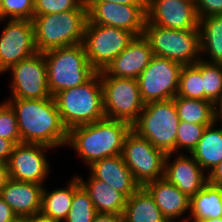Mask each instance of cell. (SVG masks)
<instances>
[{
    "mask_svg": "<svg viewBox=\"0 0 222 222\" xmlns=\"http://www.w3.org/2000/svg\"><path fill=\"white\" fill-rule=\"evenodd\" d=\"M16 114L21 143L43 144L53 149L66 147L64 127L54 97L5 100Z\"/></svg>",
    "mask_w": 222,
    "mask_h": 222,
    "instance_id": "6da1fadb",
    "label": "cell"
},
{
    "mask_svg": "<svg viewBox=\"0 0 222 222\" xmlns=\"http://www.w3.org/2000/svg\"><path fill=\"white\" fill-rule=\"evenodd\" d=\"M132 125L122 120L103 118L68 131L67 144L90 166L105 157L122 154L124 141Z\"/></svg>",
    "mask_w": 222,
    "mask_h": 222,
    "instance_id": "7a4b0ae2",
    "label": "cell"
},
{
    "mask_svg": "<svg viewBox=\"0 0 222 222\" xmlns=\"http://www.w3.org/2000/svg\"><path fill=\"white\" fill-rule=\"evenodd\" d=\"M32 22L38 52L82 44L88 22L86 1L76 10L33 16Z\"/></svg>",
    "mask_w": 222,
    "mask_h": 222,
    "instance_id": "3957f363",
    "label": "cell"
},
{
    "mask_svg": "<svg viewBox=\"0 0 222 222\" xmlns=\"http://www.w3.org/2000/svg\"><path fill=\"white\" fill-rule=\"evenodd\" d=\"M54 99L61 121L68 131L105 118L100 72L80 86L60 91Z\"/></svg>",
    "mask_w": 222,
    "mask_h": 222,
    "instance_id": "277c9868",
    "label": "cell"
},
{
    "mask_svg": "<svg viewBox=\"0 0 222 222\" xmlns=\"http://www.w3.org/2000/svg\"><path fill=\"white\" fill-rule=\"evenodd\" d=\"M43 55L52 97L60 91L84 84L96 73L88 62L83 44L52 49Z\"/></svg>",
    "mask_w": 222,
    "mask_h": 222,
    "instance_id": "5b68a950",
    "label": "cell"
},
{
    "mask_svg": "<svg viewBox=\"0 0 222 222\" xmlns=\"http://www.w3.org/2000/svg\"><path fill=\"white\" fill-rule=\"evenodd\" d=\"M179 121L173 99L150 102L132 124V130L166 154H175Z\"/></svg>",
    "mask_w": 222,
    "mask_h": 222,
    "instance_id": "8992f818",
    "label": "cell"
},
{
    "mask_svg": "<svg viewBox=\"0 0 222 222\" xmlns=\"http://www.w3.org/2000/svg\"><path fill=\"white\" fill-rule=\"evenodd\" d=\"M143 35L155 56L182 66L194 65L201 59L199 29L176 30L152 25L146 20Z\"/></svg>",
    "mask_w": 222,
    "mask_h": 222,
    "instance_id": "52a82bcc",
    "label": "cell"
},
{
    "mask_svg": "<svg viewBox=\"0 0 222 222\" xmlns=\"http://www.w3.org/2000/svg\"><path fill=\"white\" fill-rule=\"evenodd\" d=\"M100 80L105 118L122 120L132 125L145 106L137 79L109 76L103 70L100 71Z\"/></svg>",
    "mask_w": 222,
    "mask_h": 222,
    "instance_id": "ba28073f",
    "label": "cell"
},
{
    "mask_svg": "<svg viewBox=\"0 0 222 222\" xmlns=\"http://www.w3.org/2000/svg\"><path fill=\"white\" fill-rule=\"evenodd\" d=\"M134 37L126 29L94 24L88 19L82 44L91 67L100 72L127 48Z\"/></svg>",
    "mask_w": 222,
    "mask_h": 222,
    "instance_id": "9c48e42d",
    "label": "cell"
},
{
    "mask_svg": "<svg viewBox=\"0 0 222 222\" xmlns=\"http://www.w3.org/2000/svg\"><path fill=\"white\" fill-rule=\"evenodd\" d=\"M122 156L140 186L164 178L166 153L132 129L125 138Z\"/></svg>",
    "mask_w": 222,
    "mask_h": 222,
    "instance_id": "30bf717a",
    "label": "cell"
},
{
    "mask_svg": "<svg viewBox=\"0 0 222 222\" xmlns=\"http://www.w3.org/2000/svg\"><path fill=\"white\" fill-rule=\"evenodd\" d=\"M182 65L168 58L155 56L137 77L143 102L173 99L178 92Z\"/></svg>",
    "mask_w": 222,
    "mask_h": 222,
    "instance_id": "8fae6325",
    "label": "cell"
},
{
    "mask_svg": "<svg viewBox=\"0 0 222 222\" xmlns=\"http://www.w3.org/2000/svg\"><path fill=\"white\" fill-rule=\"evenodd\" d=\"M11 96L9 99H44L52 97L48 86L46 60L41 52L10 66Z\"/></svg>",
    "mask_w": 222,
    "mask_h": 222,
    "instance_id": "7c38bea8",
    "label": "cell"
},
{
    "mask_svg": "<svg viewBox=\"0 0 222 222\" xmlns=\"http://www.w3.org/2000/svg\"><path fill=\"white\" fill-rule=\"evenodd\" d=\"M1 21H6V24L0 35V74L38 52L31 20L1 19Z\"/></svg>",
    "mask_w": 222,
    "mask_h": 222,
    "instance_id": "4fadbf2b",
    "label": "cell"
},
{
    "mask_svg": "<svg viewBox=\"0 0 222 222\" xmlns=\"http://www.w3.org/2000/svg\"><path fill=\"white\" fill-rule=\"evenodd\" d=\"M51 149L43 144H16L8 161L10 179L45 185L51 169L46 150Z\"/></svg>",
    "mask_w": 222,
    "mask_h": 222,
    "instance_id": "5bb4252c",
    "label": "cell"
},
{
    "mask_svg": "<svg viewBox=\"0 0 222 222\" xmlns=\"http://www.w3.org/2000/svg\"><path fill=\"white\" fill-rule=\"evenodd\" d=\"M88 19L99 25L118 27L135 36L144 33L147 5H126L111 2H86Z\"/></svg>",
    "mask_w": 222,
    "mask_h": 222,
    "instance_id": "9a60e30c",
    "label": "cell"
},
{
    "mask_svg": "<svg viewBox=\"0 0 222 222\" xmlns=\"http://www.w3.org/2000/svg\"><path fill=\"white\" fill-rule=\"evenodd\" d=\"M147 21L176 30L198 29L194 0H147Z\"/></svg>",
    "mask_w": 222,
    "mask_h": 222,
    "instance_id": "2e32d148",
    "label": "cell"
},
{
    "mask_svg": "<svg viewBox=\"0 0 222 222\" xmlns=\"http://www.w3.org/2000/svg\"><path fill=\"white\" fill-rule=\"evenodd\" d=\"M187 155L186 153H176L174 156L173 153L166 154L164 178L191 198L208 183V175L191 154Z\"/></svg>",
    "mask_w": 222,
    "mask_h": 222,
    "instance_id": "e0dca14e",
    "label": "cell"
},
{
    "mask_svg": "<svg viewBox=\"0 0 222 222\" xmlns=\"http://www.w3.org/2000/svg\"><path fill=\"white\" fill-rule=\"evenodd\" d=\"M153 57L151 45L144 35L135 36L104 71L109 76L137 79Z\"/></svg>",
    "mask_w": 222,
    "mask_h": 222,
    "instance_id": "ac0fdd59",
    "label": "cell"
},
{
    "mask_svg": "<svg viewBox=\"0 0 222 222\" xmlns=\"http://www.w3.org/2000/svg\"><path fill=\"white\" fill-rule=\"evenodd\" d=\"M89 167V174L108 183L115 190L129 198L141 186L125 164L122 154L105 157L95 161Z\"/></svg>",
    "mask_w": 222,
    "mask_h": 222,
    "instance_id": "d6986e66",
    "label": "cell"
},
{
    "mask_svg": "<svg viewBox=\"0 0 222 222\" xmlns=\"http://www.w3.org/2000/svg\"><path fill=\"white\" fill-rule=\"evenodd\" d=\"M43 188L41 184L10 179L0 196L18 218H28L40 214Z\"/></svg>",
    "mask_w": 222,
    "mask_h": 222,
    "instance_id": "ffe728a7",
    "label": "cell"
},
{
    "mask_svg": "<svg viewBox=\"0 0 222 222\" xmlns=\"http://www.w3.org/2000/svg\"><path fill=\"white\" fill-rule=\"evenodd\" d=\"M143 187L153 197L168 222H183L181 218L184 213L190 211V197L165 178L147 182Z\"/></svg>",
    "mask_w": 222,
    "mask_h": 222,
    "instance_id": "44dd1931",
    "label": "cell"
},
{
    "mask_svg": "<svg viewBox=\"0 0 222 222\" xmlns=\"http://www.w3.org/2000/svg\"><path fill=\"white\" fill-rule=\"evenodd\" d=\"M76 176L88 192L97 213L123 214L127 203V197L123 193L115 190L108 183L93 178L90 174L87 176L88 180H84L79 175Z\"/></svg>",
    "mask_w": 222,
    "mask_h": 222,
    "instance_id": "7402d4cb",
    "label": "cell"
},
{
    "mask_svg": "<svg viewBox=\"0 0 222 222\" xmlns=\"http://www.w3.org/2000/svg\"><path fill=\"white\" fill-rule=\"evenodd\" d=\"M222 217V187L207 183L190 198V212L183 222Z\"/></svg>",
    "mask_w": 222,
    "mask_h": 222,
    "instance_id": "603a6c76",
    "label": "cell"
},
{
    "mask_svg": "<svg viewBox=\"0 0 222 222\" xmlns=\"http://www.w3.org/2000/svg\"><path fill=\"white\" fill-rule=\"evenodd\" d=\"M77 176H73L68 186L52 191L43 188L40 214L57 222H63L70 211L75 190L80 186Z\"/></svg>",
    "mask_w": 222,
    "mask_h": 222,
    "instance_id": "cb8c5ba5",
    "label": "cell"
},
{
    "mask_svg": "<svg viewBox=\"0 0 222 222\" xmlns=\"http://www.w3.org/2000/svg\"><path fill=\"white\" fill-rule=\"evenodd\" d=\"M217 125L218 121H215L206 127L191 153L207 174L222 161V125L219 128Z\"/></svg>",
    "mask_w": 222,
    "mask_h": 222,
    "instance_id": "d4e9b609",
    "label": "cell"
},
{
    "mask_svg": "<svg viewBox=\"0 0 222 222\" xmlns=\"http://www.w3.org/2000/svg\"><path fill=\"white\" fill-rule=\"evenodd\" d=\"M198 29L201 59L209 63L222 64V15L200 18ZM205 55H208L209 60L204 58Z\"/></svg>",
    "mask_w": 222,
    "mask_h": 222,
    "instance_id": "484cf974",
    "label": "cell"
},
{
    "mask_svg": "<svg viewBox=\"0 0 222 222\" xmlns=\"http://www.w3.org/2000/svg\"><path fill=\"white\" fill-rule=\"evenodd\" d=\"M122 215L123 222H168L143 186L127 198Z\"/></svg>",
    "mask_w": 222,
    "mask_h": 222,
    "instance_id": "4316f807",
    "label": "cell"
},
{
    "mask_svg": "<svg viewBox=\"0 0 222 222\" xmlns=\"http://www.w3.org/2000/svg\"><path fill=\"white\" fill-rule=\"evenodd\" d=\"M180 121L209 126L216 121L214 103L209 100L173 98Z\"/></svg>",
    "mask_w": 222,
    "mask_h": 222,
    "instance_id": "83f0119b",
    "label": "cell"
},
{
    "mask_svg": "<svg viewBox=\"0 0 222 222\" xmlns=\"http://www.w3.org/2000/svg\"><path fill=\"white\" fill-rule=\"evenodd\" d=\"M177 96L204 100V90L201 77V59L194 65L182 66L179 75Z\"/></svg>",
    "mask_w": 222,
    "mask_h": 222,
    "instance_id": "f1b7e54d",
    "label": "cell"
},
{
    "mask_svg": "<svg viewBox=\"0 0 222 222\" xmlns=\"http://www.w3.org/2000/svg\"><path fill=\"white\" fill-rule=\"evenodd\" d=\"M96 214L88 192L80 185L74 192L70 211L63 222H93Z\"/></svg>",
    "mask_w": 222,
    "mask_h": 222,
    "instance_id": "f546056e",
    "label": "cell"
},
{
    "mask_svg": "<svg viewBox=\"0 0 222 222\" xmlns=\"http://www.w3.org/2000/svg\"><path fill=\"white\" fill-rule=\"evenodd\" d=\"M201 77L204 100L215 104L222 94V64L209 63L201 59Z\"/></svg>",
    "mask_w": 222,
    "mask_h": 222,
    "instance_id": "4dcf8cb0",
    "label": "cell"
},
{
    "mask_svg": "<svg viewBox=\"0 0 222 222\" xmlns=\"http://www.w3.org/2000/svg\"><path fill=\"white\" fill-rule=\"evenodd\" d=\"M207 126L179 121L176 136V153H189L197 146ZM182 150H184L182 152ZM187 151V152H186Z\"/></svg>",
    "mask_w": 222,
    "mask_h": 222,
    "instance_id": "1f68e13d",
    "label": "cell"
},
{
    "mask_svg": "<svg viewBox=\"0 0 222 222\" xmlns=\"http://www.w3.org/2000/svg\"><path fill=\"white\" fill-rule=\"evenodd\" d=\"M34 16V0H3L0 20H31Z\"/></svg>",
    "mask_w": 222,
    "mask_h": 222,
    "instance_id": "d6a6232c",
    "label": "cell"
},
{
    "mask_svg": "<svg viewBox=\"0 0 222 222\" xmlns=\"http://www.w3.org/2000/svg\"><path fill=\"white\" fill-rule=\"evenodd\" d=\"M0 137L21 143L16 114L7 102L0 103Z\"/></svg>",
    "mask_w": 222,
    "mask_h": 222,
    "instance_id": "836d02e7",
    "label": "cell"
},
{
    "mask_svg": "<svg viewBox=\"0 0 222 222\" xmlns=\"http://www.w3.org/2000/svg\"><path fill=\"white\" fill-rule=\"evenodd\" d=\"M86 0H34V16L60 14L78 9Z\"/></svg>",
    "mask_w": 222,
    "mask_h": 222,
    "instance_id": "e575fe53",
    "label": "cell"
},
{
    "mask_svg": "<svg viewBox=\"0 0 222 222\" xmlns=\"http://www.w3.org/2000/svg\"><path fill=\"white\" fill-rule=\"evenodd\" d=\"M198 18L222 15V0H194Z\"/></svg>",
    "mask_w": 222,
    "mask_h": 222,
    "instance_id": "d590c367",
    "label": "cell"
},
{
    "mask_svg": "<svg viewBox=\"0 0 222 222\" xmlns=\"http://www.w3.org/2000/svg\"><path fill=\"white\" fill-rule=\"evenodd\" d=\"M15 145L13 141L0 137V162L8 163Z\"/></svg>",
    "mask_w": 222,
    "mask_h": 222,
    "instance_id": "8d00e7d4",
    "label": "cell"
},
{
    "mask_svg": "<svg viewBox=\"0 0 222 222\" xmlns=\"http://www.w3.org/2000/svg\"><path fill=\"white\" fill-rule=\"evenodd\" d=\"M17 219L12 208L0 196V222H15Z\"/></svg>",
    "mask_w": 222,
    "mask_h": 222,
    "instance_id": "74e56055",
    "label": "cell"
},
{
    "mask_svg": "<svg viewBox=\"0 0 222 222\" xmlns=\"http://www.w3.org/2000/svg\"><path fill=\"white\" fill-rule=\"evenodd\" d=\"M207 175L209 184L222 187V161Z\"/></svg>",
    "mask_w": 222,
    "mask_h": 222,
    "instance_id": "f35d334b",
    "label": "cell"
},
{
    "mask_svg": "<svg viewBox=\"0 0 222 222\" xmlns=\"http://www.w3.org/2000/svg\"><path fill=\"white\" fill-rule=\"evenodd\" d=\"M93 222H123V215L114 213H97Z\"/></svg>",
    "mask_w": 222,
    "mask_h": 222,
    "instance_id": "ab89813d",
    "label": "cell"
},
{
    "mask_svg": "<svg viewBox=\"0 0 222 222\" xmlns=\"http://www.w3.org/2000/svg\"><path fill=\"white\" fill-rule=\"evenodd\" d=\"M10 180L8 163L0 162V194L6 183Z\"/></svg>",
    "mask_w": 222,
    "mask_h": 222,
    "instance_id": "60d3db41",
    "label": "cell"
},
{
    "mask_svg": "<svg viewBox=\"0 0 222 222\" xmlns=\"http://www.w3.org/2000/svg\"><path fill=\"white\" fill-rule=\"evenodd\" d=\"M86 2H113L126 5H147V0H86Z\"/></svg>",
    "mask_w": 222,
    "mask_h": 222,
    "instance_id": "b9f144b4",
    "label": "cell"
},
{
    "mask_svg": "<svg viewBox=\"0 0 222 222\" xmlns=\"http://www.w3.org/2000/svg\"><path fill=\"white\" fill-rule=\"evenodd\" d=\"M216 121L222 123V94L214 104Z\"/></svg>",
    "mask_w": 222,
    "mask_h": 222,
    "instance_id": "7bdbcfd3",
    "label": "cell"
},
{
    "mask_svg": "<svg viewBox=\"0 0 222 222\" xmlns=\"http://www.w3.org/2000/svg\"><path fill=\"white\" fill-rule=\"evenodd\" d=\"M29 222H57L51 218L45 217L41 214L33 215L29 217Z\"/></svg>",
    "mask_w": 222,
    "mask_h": 222,
    "instance_id": "ee69618b",
    "label": "cell"
},
{
    "mask_svg": "<svg viewBox=\"0 0 222 222\" xmlns=\"http://www.w3.org/2000/svg\"><path fill=\"white\" fill-rule=\"evenodd\" d=\"M201 222H222V217L220 218H210V219H205Z\"/></svg>",
    "mask_w": 222,
    "mask_h": 222,
    "instance_id": "f6af8a7d",
    "label": "cell"
},
{
    "mask_svg": "<svg viewBox=\"0 0 222 222\" xmlns=\"http://www.w3.org/2000/svg\"><path fill=\"white\" fill-rule=\"evenodd\" d=\"M15 222H29V217L28 218H18Z\"/></svg>",
    "mask_w": 222,
    "mask_h": 222,
    "instance_id": "bcb514c9",
    "label": "cell"
},
{
    "mask_svg": "<svg viewBox=\"0 0 222 222\" xmlns=\"http://www.w3.org/2000/svg\"><path fill=\"white\" fill-rule=\"evenodd\" d=\"M2 2H3V0H0V12H1Z\"/></svg>",
    "mask_w": 222,
    "mask_h": 222,
    "instance_id": "7dc6e473",
    "label": "cell"
}]
</instances>
